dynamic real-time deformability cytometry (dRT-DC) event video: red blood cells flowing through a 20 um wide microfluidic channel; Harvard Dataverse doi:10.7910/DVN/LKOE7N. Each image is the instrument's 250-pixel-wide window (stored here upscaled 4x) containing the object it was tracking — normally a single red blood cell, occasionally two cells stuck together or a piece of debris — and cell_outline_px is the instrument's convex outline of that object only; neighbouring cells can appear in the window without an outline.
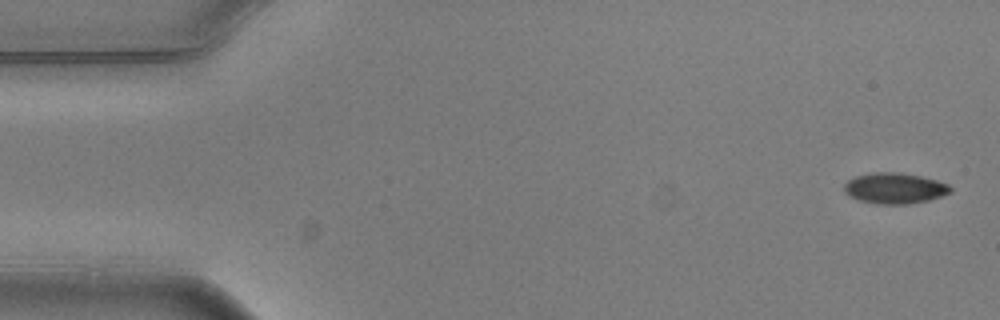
{"species": "common noctule bat (a hibernating species)", "species_latin": "Nyctalus noctula", "temperature_condition": "warm", "stored_images_in_passage": 5, "camera_frame_rate_fps": 3000, "um_per_image_px": 0.085, "animal": {"sex": "male", "body_mass_g": 20.5, "forearm_length_mm": 52.5}, "frame": {"image": 1, "passage_image": 1, "time_ms": 0.0, "image_size_px": [1000, 320], "cell_outline_px": [[952, 192], [928, 200], [908, 204], [880, 204], [860, 200], [848, 196], [844, 192], [844, 184], [848, 180], [856, 176], [872, 172], [896, 172], [920, 176], [936, 180], [948, 184], [952, 188]], "centroid_in_image_um": [76.03, 16.0], "position_along_channel_um": 9.0, "area_um2": 19.02}}